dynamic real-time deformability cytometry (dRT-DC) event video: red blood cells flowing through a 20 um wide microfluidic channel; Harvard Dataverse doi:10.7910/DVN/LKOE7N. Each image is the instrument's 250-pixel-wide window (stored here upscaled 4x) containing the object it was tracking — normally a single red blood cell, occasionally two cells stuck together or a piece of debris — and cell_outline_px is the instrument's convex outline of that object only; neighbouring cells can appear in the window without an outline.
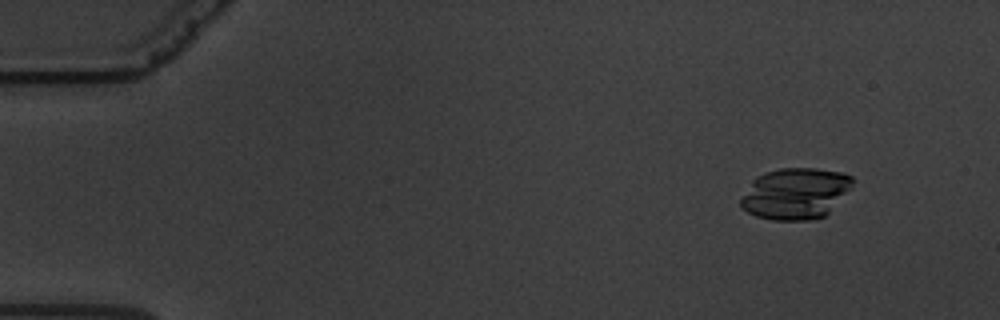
{"species": "common noctule bat (a hibernating species)", "species_latin": "Nyctalus noctula", "temperature_condition": "warm", "stored_images_in_passage": 8, "camera_frame_rate_fps": 3000, "um_per_image_px": 0.085, "animal": {"sex": "male", "body_mass_g": 19.5, "forearm_length_mm": 54.6}, "frame": {"image": 1, "passage_image": 1, "time_ms": 0.0, "image_size_px": [1000, 320], "cell_outline_px": [[856, 180], [852, 188], [824, 216], [808, 220], [772, 220], [756, 216], [740, 208], [740, 200], [752, 180], [756, 176], [764, 172], [780, 168], [816, 168], [840, 172], [852, 176]], "centroid_in_image_um": [67.61, 16.44], "position_along_channel_um": 17.4, "area_um2": 33.58}}